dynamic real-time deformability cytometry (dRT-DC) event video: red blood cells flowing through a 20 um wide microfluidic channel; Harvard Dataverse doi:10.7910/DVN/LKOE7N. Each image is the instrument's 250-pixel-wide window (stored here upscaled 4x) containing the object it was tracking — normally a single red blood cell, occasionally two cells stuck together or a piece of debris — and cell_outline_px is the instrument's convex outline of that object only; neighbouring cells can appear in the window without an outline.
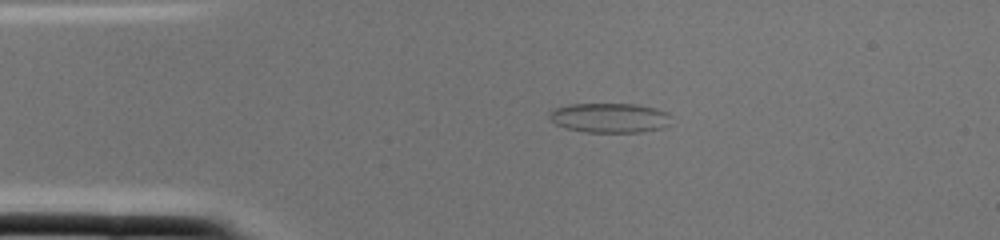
{"species": "common noctule bat (a hibernating species)", "species_latin": "Nyctalus noctula", "temperature_condition": "cold", "stored_images_in_passage": 1, "camera_frame_rate_fps": 3000, "um_per_image_px": 0.085, "animal": {"sex": "female", "body_mass_g": 22.0, "forearm_length_mm": 56.7}, "frame": {"image": 1, "passage_image": 1, "time_ms": 0.0, "image_size_px": [1000, 240], "cell_outline_px": [[672, 116], [668, 124], [664, 128], [640, 132], [584, 132], [564, 128], [556, 124], [548, 116], [548, 112], [556, 108], [568, 104], [636, 104], [656, 108], [668, 112]], "centroid_in_image_um": [51.83, 10.01], "position_along_channel_um": 33.2, "area_um2": 21.27}}